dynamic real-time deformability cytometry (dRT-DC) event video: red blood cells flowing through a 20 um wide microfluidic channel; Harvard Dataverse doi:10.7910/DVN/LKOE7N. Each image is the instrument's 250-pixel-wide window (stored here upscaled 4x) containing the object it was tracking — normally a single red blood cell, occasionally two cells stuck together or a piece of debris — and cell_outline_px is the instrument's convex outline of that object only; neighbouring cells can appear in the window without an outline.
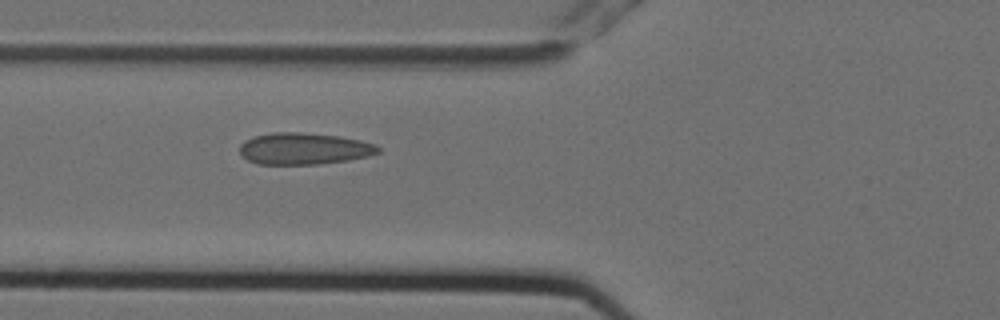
{"species": "Egyptian fruit bat (a non-hibernating species)", "species_latin": "Rousettus aegyptiacus", "temperature_condition": "cold", "stored_images_in_passage": 2, "camera_frame_rate_fps": 3000, "um_per_image_px": 0.085, "animal": {"sex": "female"}, "frame": {"image": 1, "passage_image": 2, "time_ms": 0.333, "image_size_px": [1000, 320], "cell_outline_px": [[380, 152], [368, 156], [348, 160], [316, 164], [256, 164], [248, 160], [240, 152], [240, 144], [244, 140], [252, 136], [272, 132], [300, 132], [340, 136], [360, 140], [376, 144], [380, 148]], "centroid_in_image_um": [25.83, 12.62], "position_along_channel_um": 100.0, "area_um2": 25.66}}